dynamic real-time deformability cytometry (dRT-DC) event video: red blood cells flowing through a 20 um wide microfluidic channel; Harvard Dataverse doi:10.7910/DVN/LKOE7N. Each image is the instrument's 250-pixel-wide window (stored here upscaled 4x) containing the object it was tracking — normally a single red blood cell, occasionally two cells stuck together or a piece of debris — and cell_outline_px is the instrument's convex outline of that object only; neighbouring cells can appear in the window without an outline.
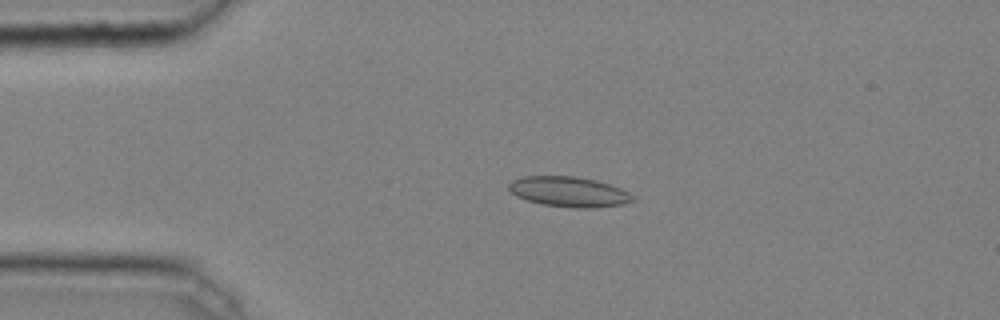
{"species": "common noctule bat (a hibernating species)", "species_latin": "Nyctalus noctula", "temperature_condition": "cold", "stored_images_in_passage": 47, "camera_frame_rate_fps": 3000, "um_per_image_px": 0.085, "animal": {"sex": "male", "body_mass_g": 20.4}, "frame": {"image": 1, "passage_image": 11, "time_ms": 3.333, "image_size_px": [1000, 320], "cell_outline_px": [[636, 200], [624, 204], [596, 208], [572, 208], [544, 204], [528, 200], [516, 196], [508, 188], [508, 184], [512, 180], [520, 176], [576, 176], [596, 180], [620, 188], [636, 196]], "centroid_in_image_um": [48.39, 16.3], "position_along_channel_um": 36.6, "area_um2": 21.96}}
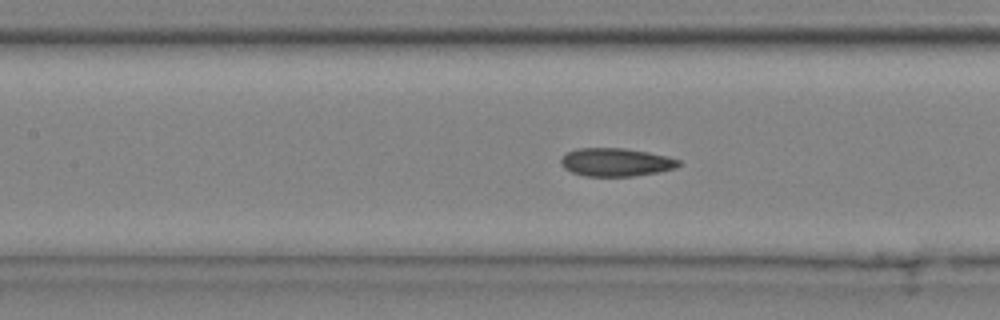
{"frame": {"image": 2, "passage_image": 22, "time_ms": 7.0, "image_size_px": [1000, 320], "cell_outline_px": [[680, 164], [676, 168], [656, 172], [632, 176], [584, 176], [572, 172], [564, 168], [560, 164], [560, 160], [568, 152], [576, 148], [624, 148], [648, 152], [668, 156], [680, 160]], "centroid_in_image_um": [52.34, 13.78], "position_along_channel_um": 155.1, "area_um2": 19.31}}
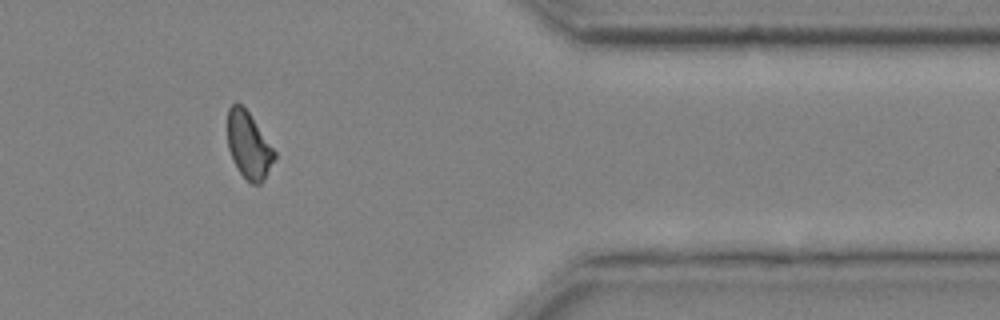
{"frame": {"image": 3, "passage_image": 41, "time_ms": 13.333, "image_size_px": [1000, 320], "cell_outline_px": [[276, 156], [264, 180], [260, 184], [252, 184], [240, 172], [232, 160], [228, 148], [228, 108], [232, 104], [240, 104], [248, 112], [276, 152]], "centroid_in_image_um": [21.14, 12.37], "position_along_channel_um": 390.3, "area_um2": 17.92}, "authors_computed_cell_mechanics": {"area_um2": 19.3052, "velocity_mm_per_s": 4.0603, "shape_relaxation_time_tau1_ms": null, "shape_relaxation_time_tau2_ms": 3.1947, "deformation_change_tau1": null, "deformation_change_tau2": 0.0767}}